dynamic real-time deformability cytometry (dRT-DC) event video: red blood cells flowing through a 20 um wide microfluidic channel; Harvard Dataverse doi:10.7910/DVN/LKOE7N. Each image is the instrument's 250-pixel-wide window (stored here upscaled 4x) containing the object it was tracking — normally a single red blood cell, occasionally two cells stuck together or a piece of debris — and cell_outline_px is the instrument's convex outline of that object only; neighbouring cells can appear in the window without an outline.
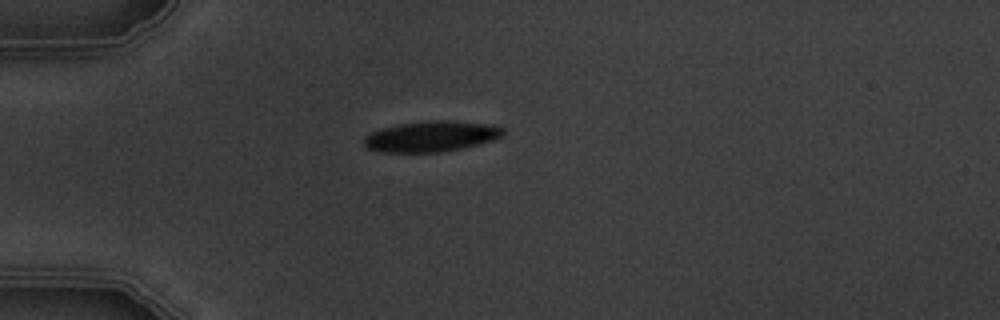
{"species": "common noctule bat (a hibernating species)", "species_latin": "Nyctalus noctula", "temperature_condition": "warm", "stored_images_in_passage": 2, "camera_frame_rate_fps": 3000, "um_per_image_px": 0.085, "animal": {"sex": "male", "body_mass_g": 19.5, "forearm_length_mm": 54.6}, "frame": {"image": 1, "passage_image": 1, "time_ms": 0.0, "image_size_px": [1000, 320], "cell_outline_px": [[504, 136], [492, 140], [460, 148], [440, 152], [384, 152], [368, 148], [364, 144], [364, 136], [380, 128], [396, 124], [432, 120], [448, 120], [484, 124], [504, 128]], "centroid_in_image_um": [36.61, 11.58], "position_along_channel_um": 48.4, "area_um2": 24.62}}